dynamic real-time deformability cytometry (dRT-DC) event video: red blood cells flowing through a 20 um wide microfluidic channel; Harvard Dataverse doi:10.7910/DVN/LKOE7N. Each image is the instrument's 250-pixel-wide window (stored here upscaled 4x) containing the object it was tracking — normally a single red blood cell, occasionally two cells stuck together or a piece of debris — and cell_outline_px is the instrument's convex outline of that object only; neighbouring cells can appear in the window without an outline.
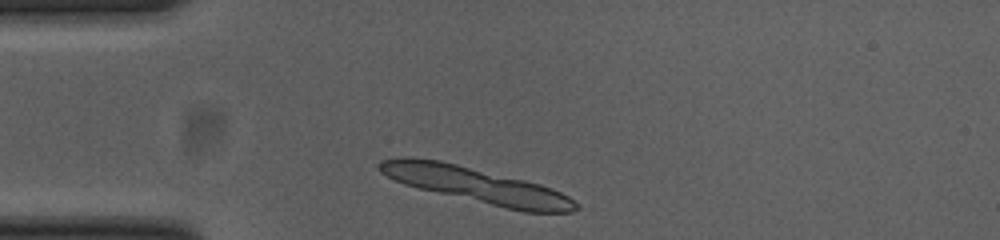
{"species": "common noctule bat (a hibernating species)", "species_latin": "Nyctalus noctula", "temperature_condition": "cold", "stored_images_in_passage": 34, "segment_of_instrument_passage": [1, 2], "camera_frame_rate_fps": 3000, "um_per_image_px": 0.085, "animal": {"sex": "female", "body_mass_g": 23.0, "forearm_length_mm": 53.4}, "frame": {"image": 1, "passage_image": 2, "time_ms": 0.333, "image_size_px": [1000, 240], "cell_outline_px": [[580, 208], [572, 212], [524, 212], [504, 208], [420, 188], [404, 184], [380, 172], [376, 168], [376, 164], [380, 160], [404, 156], [440, 160], [524, 180], [540, 184], [552, 188], [568, 196], [580, 204]], "centroid_in_image_um": [40.5, 15.73], "position_along_channel_um": 44.5, "area_um2": 40.4}}